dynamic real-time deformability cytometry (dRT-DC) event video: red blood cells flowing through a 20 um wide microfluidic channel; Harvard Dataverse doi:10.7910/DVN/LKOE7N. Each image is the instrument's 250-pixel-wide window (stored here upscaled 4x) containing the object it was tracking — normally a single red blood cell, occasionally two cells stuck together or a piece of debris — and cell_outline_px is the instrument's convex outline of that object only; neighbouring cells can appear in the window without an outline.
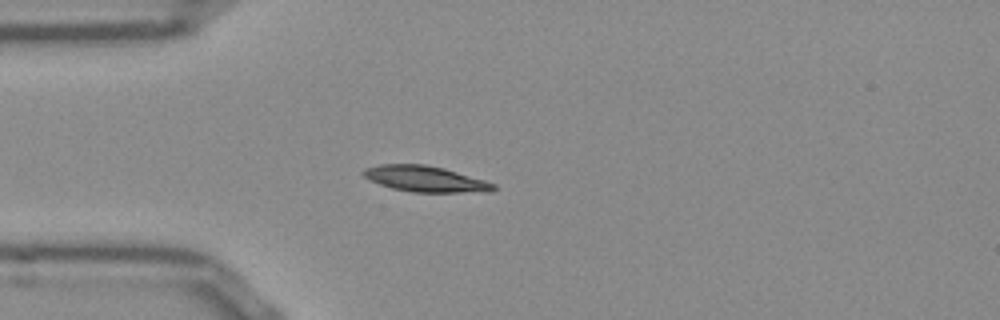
{"species": "Egyptian fruit bat (a non-hibernating species)", "species_latin": "Rousettus aegyptiacus", "temperature_condition": "room temperature", "stored_images_in_passage": 40, "camera_frame_rate_fps": 3000, "um_per_image_px": 0.085, "frame": {"image": 1, "passage_image": 1, "time_ms": 0.0, "image_size_px": [1000, 320], "cell_outline_px": [[496, 188], [492, 192], [412, 192], [392, 188], [368, 180], [360, 172], [364, 168], [380, 164], [424, 164], [444, 168], [484, 180], [496, 184]], "centroid_in_image_um": [36.13, 15.2], "position_along_channel_um": 48.9, "area_um2": 19.71}}
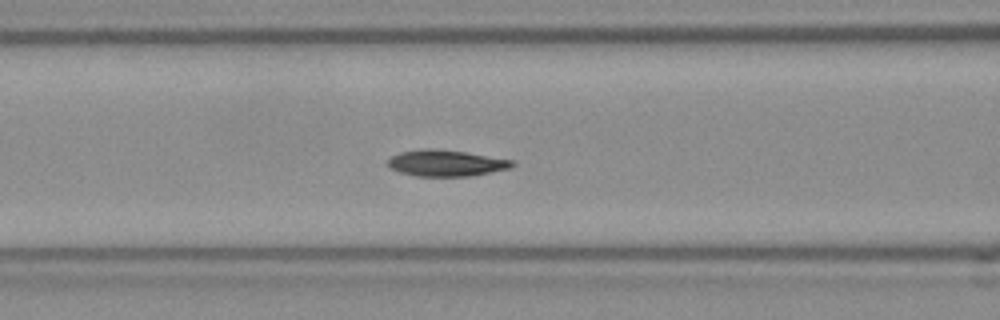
{"frame": {"image": 2, "passage_image": 8, "time_ms": 2.333, "image_size_px": [1000, 320], "cell_outline_px": [[516, 164], [508, 168], [468, 176], [416, 176], [400, 172], [388, 168], [388, 160], [392, 156], [400, 152], [424, 148], [432, 148], [464, 152], [512, 160]], "centroid_in_image_um": [37.85, 13.86], "position_along_channel_um": 128.8, "area_um2": 18.79}}
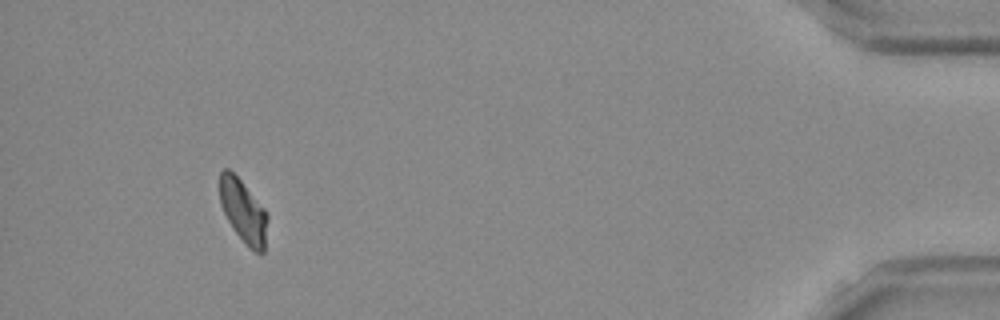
{"frame": {"image": 3, "passage_image": 36, "time_ms": 11.667, "image_size_px": [1000, 320], "cell_outline_px": [[268, 220], [264, 252], [260, 256], [248, 248], [244, 244], [232, 228], [220, 204], [220, 172], [224, 168], [228, 168], [240, 180], [268, 212]], "centroid_in_image_um": [20.7, 18.01], "position_along_channel_um": 414.5, "area_um2": 17.8}}